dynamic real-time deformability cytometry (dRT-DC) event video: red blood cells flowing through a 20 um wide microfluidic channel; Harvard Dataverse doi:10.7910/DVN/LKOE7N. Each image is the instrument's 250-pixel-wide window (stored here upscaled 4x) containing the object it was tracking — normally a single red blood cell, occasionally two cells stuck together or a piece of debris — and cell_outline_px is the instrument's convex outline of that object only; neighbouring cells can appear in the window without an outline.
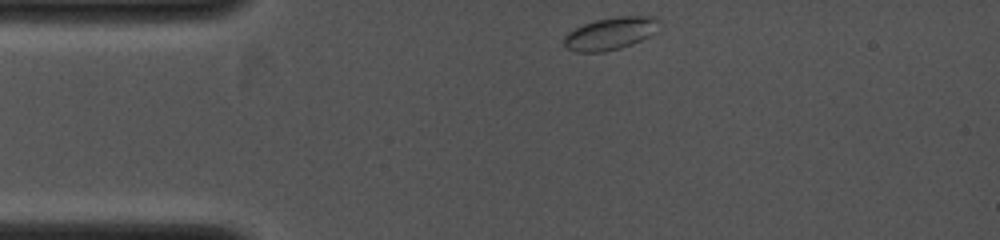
{"species": "common noctule bat (a hibernating species)", "species_latin": "Nyctalus noctula", "temperature_condition": "cold", "stored_images_in_passage": 10, "camera_frame_rate_fps": 4000, "um_per_image_px": 0.085, "animal": {"sex": "female", "body_mass_g": 19.0, "forearm_length_mm": 53.3}, "frame": {"image": 1, "passage_image": 1, "time_ms": 0.0, "image_size_px": [1000, 240], "cell_outline_px": [[660, 20], [648, 36], [632, 44], [620, 48], [604, 52], [576, 52], [568, 48], [564, 44], [564, 36], [568, 32], [584, 24], [596, 20], [616, 16], [656, 16]], "centroid_in_image_um": [51.84, 2.84], "position_along_channel_um": 33.2, "area_um2": 17.69}}
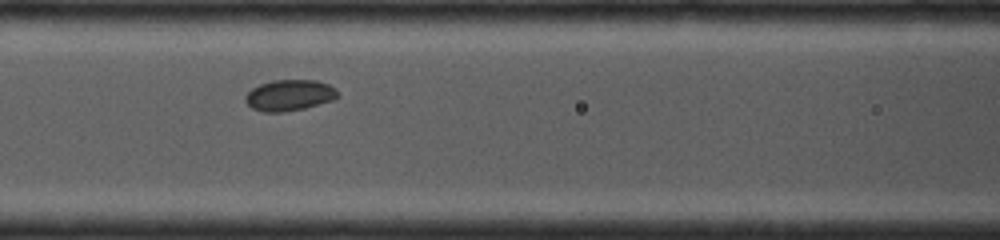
{"frame": {"image": 2, "passage_image": 6, "time_ms": 3.0, "image_size_px": [1000, 240], "cell_outline_px": [[340, 96], [332, 100], [304, 108], [280, 112], [264, 112], [252, 108], [244, 100], [244, 96], [252, 88], [260, 84], [272, 80], [316, 80], [328, 84], [336, 88]], "centroid_in_image_um": [24.6, 8.08], "position_along_channel_um": 142.0, "area_um2": 16.7}}
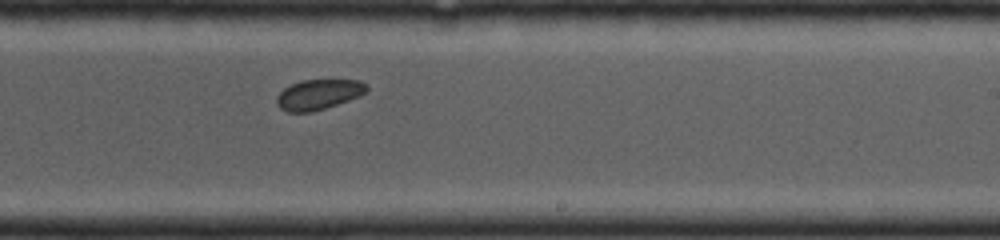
{"frame": {"image": 3, "passage_image": 10, "time_ms": 5.5, "image_size_px": [1000, 240], "cell_outline_px": [[368, 88], [364, 92], [348, 100], [324, 108], [308, 112], [288, 112], [280, 108], [276, 104], [276, 96], [284, 88], [292, 84], [304, 80], [360, 80]], "centroid_in_image_um": [27.01, 8.03], "position_along_channel_um": 262.0, "area_um2": 15.43}}